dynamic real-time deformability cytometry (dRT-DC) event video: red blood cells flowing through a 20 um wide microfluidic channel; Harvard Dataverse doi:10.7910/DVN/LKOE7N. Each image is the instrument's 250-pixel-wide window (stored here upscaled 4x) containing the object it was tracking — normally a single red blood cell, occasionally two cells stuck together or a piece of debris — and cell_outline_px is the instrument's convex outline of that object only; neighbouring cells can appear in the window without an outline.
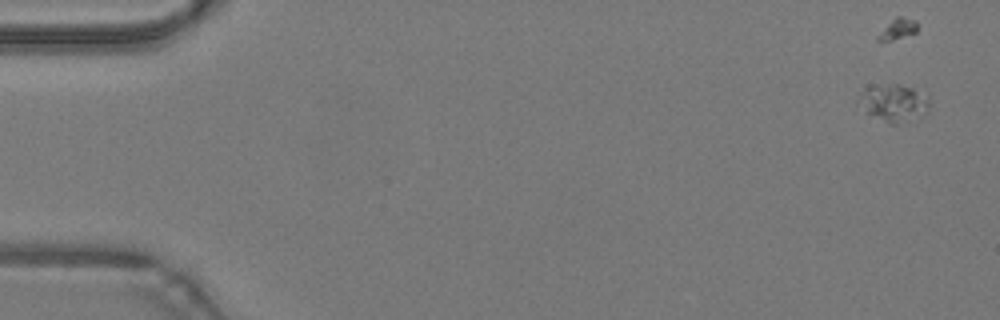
{"species": "common noctule bat (a hibernating species)", "species_latin": "Nyctalus noctula", "temperature_condition": "warm", "stored_images_in_passage": 27, "camera_frame_rate_fps": 3000, "um_per_image_px": 0.085, "animal": {"sex": "male", "body_mass_g": 19.2, "forearm_length_mm": 51.8}, "frame": {"image": 1, "passage_image": 1, "time_ms": 0.0, "image_size_px": [1000, 320], "cell_outline_px": [[928, 112], [920, 116], [896, 124], [892, 124], [868, 112], [856, 104], [856, 100], [868, 84], [900, 84], [912, 88], [928, 96]], "centroid_in_image_um": [75.92, 8.7], "position_along_channel_um": 9.1, "area_um2": 15.32}}